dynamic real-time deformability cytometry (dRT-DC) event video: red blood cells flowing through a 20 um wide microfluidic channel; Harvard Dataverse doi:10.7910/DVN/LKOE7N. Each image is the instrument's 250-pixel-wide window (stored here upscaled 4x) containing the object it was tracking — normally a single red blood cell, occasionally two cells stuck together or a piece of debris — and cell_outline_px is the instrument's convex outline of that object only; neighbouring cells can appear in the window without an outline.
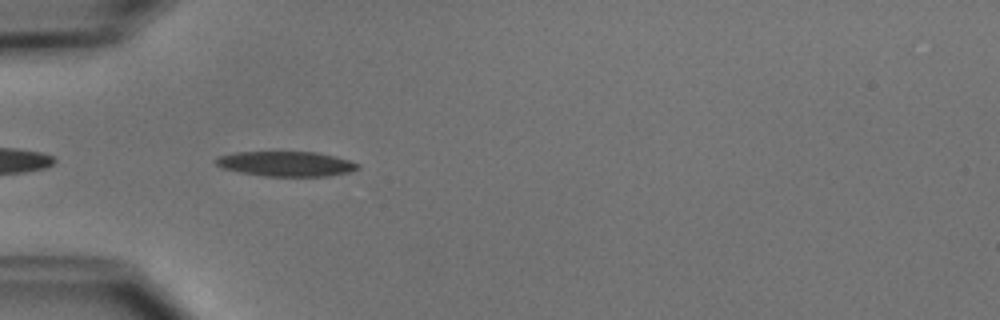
{"species": "common noctule bat (a hibernating species)", "species_latin": "Nyctalus noctula", "temperature_condition": "cold", "stored_images_in_passage": 5, "camera_frame_rate_fps": 3000, "um_per_image_px": 0.085, "animal": {"sex": "male", "body_mass_g": 15.6}, "frame": {"image": 1, "passage_image": 2, "time_ms": 0.333, "image_size_px": [1000, 320], "cell_outline_px": [[360, 168], [348, 172], [328, 176], [264, 176], [240, 172], [224, 168], [216, 164], [212, 160], [216, 156], [236, 152], [316, 152], [336, 156], [360, 164]], "centroid_in_image_um": [24.3, 13.92], "position_along_channel_um": 60.7, "area_um2": 20.69}}